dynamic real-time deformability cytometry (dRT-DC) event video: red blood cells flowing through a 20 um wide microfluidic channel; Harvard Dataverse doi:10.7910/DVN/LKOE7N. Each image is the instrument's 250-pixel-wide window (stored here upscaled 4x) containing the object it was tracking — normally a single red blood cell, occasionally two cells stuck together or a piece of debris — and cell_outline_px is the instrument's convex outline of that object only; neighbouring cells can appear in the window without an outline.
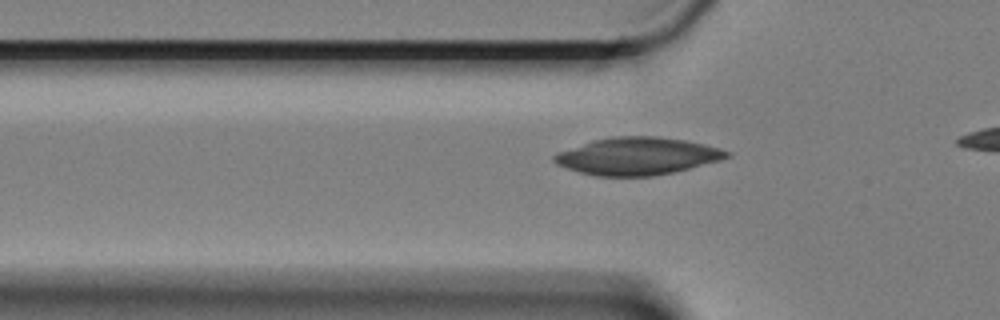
{"species": "Egyptian fruit bat (a non-hibernating species)", "species_latin": "Rousettus aegyptiacus", "temperature_condition": "cold", "stored_images_in_passage": 12, "camera_frame_rate_fps": 3000, "um_per_image_px": 0.085, "animal": {"sex": "female"}, "frame": {"image": 1, "passage_image": 9, "time_ms": 2.667, "image_size_px": [1000, 320], "cell_outline_px": [[732, 156], [720, 160], [672, 172], [652, 176], [596, 176], [580, 172], [556, 164], [552, 160], [552, 156], [560, 152], [592, 140], [612, 136], [656, 136], [684, 140], [704, 144], [720, 148], [732, 152]], "centroid_in_image_um": [54.19, 13.26], "position_along_channel_um": 71.6, "area_um2": 37.4}}